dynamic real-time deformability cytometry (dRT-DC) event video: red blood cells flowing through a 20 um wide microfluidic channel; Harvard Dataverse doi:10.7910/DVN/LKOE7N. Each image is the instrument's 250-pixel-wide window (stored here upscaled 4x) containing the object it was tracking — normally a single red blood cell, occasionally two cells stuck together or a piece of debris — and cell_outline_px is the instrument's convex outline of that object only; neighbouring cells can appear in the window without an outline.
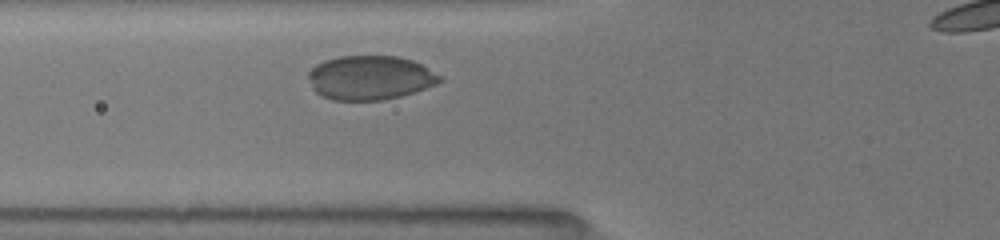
{"species": "common noctule bat (a hibernating species)", "species_latin": "Nyctalus noctula", "temperature_condition": "room temperature", "stored_images_in_passage": 19, "camera_frame_rate_fps": 3000, "um_per_image_px": 0.085, "animal": {"sex": "female", "body_mass_g": 19.5, "forearm_length_mm": 54.1}, "frame": {"image": 1, "passage_image": 3, "time_ms": 1.0, "image_size_px": [1000, 240], "cell_outline_px": [[444, 80], [436, 84], [400, 96], [384, 100], [332, 100], [320, 96], [312, 88], [308, 76], [308, 72], [316, 64], [324, 60], [340, 56], [396, 56], [412, 60], [444, 76]], "centroid_in_image_um": [31.45, 6.6], "position_along_channel_um": 94.4, "area_um2": 33.93}}
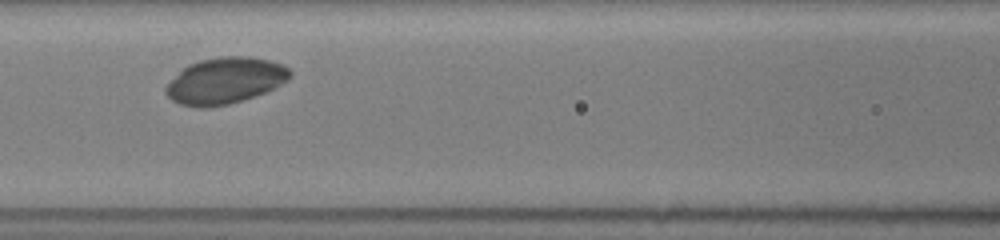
{"frame": {"image": 2, "passage_image": 6, "time_ms": 2.333, "image_size_px": [1000, 240], "cell_outline_px": [[292, 76], [288, 80], [264, 92], [244, 100], [228, 104], [208, 108], [200, 108], [180, 104], [172, 100], [164, 92], [164, 88], [188, 64], [200, 60], [220, 56], [248, 56], [272, 60], [288, 68], [292, 72]], "centroid_in_image_um": [19.14, 6.86], "position_along_channel_um": 147.5, "area_um2": 33.41}}
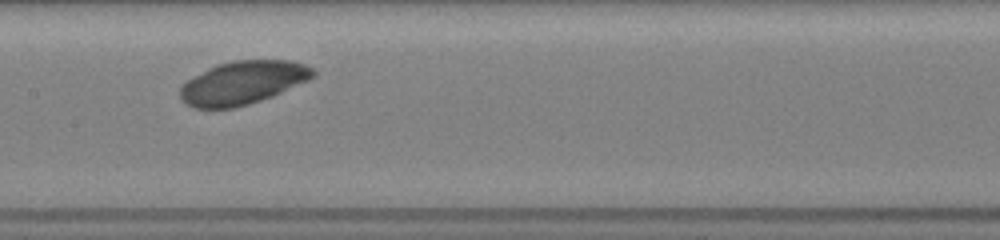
{"frame": {"image": 3, "passage_image": 8, "time_ms": 3.333, "image_size_px": [1000, 240], "cell_outline_px": [[316, 76], [308, 80], [272, 96], [236, 108], [192, 108], [184, 104], [180, 100], [180, 88], [188, 80], [208, 68], [216, 64], [232, 60], [292, 60], [304, 64], [312, 68], [316, 72]], "centroid_in_image_um": [20.63, 7.03], "position_along_channel_um": 186.8, "area_um2": 33.58}}